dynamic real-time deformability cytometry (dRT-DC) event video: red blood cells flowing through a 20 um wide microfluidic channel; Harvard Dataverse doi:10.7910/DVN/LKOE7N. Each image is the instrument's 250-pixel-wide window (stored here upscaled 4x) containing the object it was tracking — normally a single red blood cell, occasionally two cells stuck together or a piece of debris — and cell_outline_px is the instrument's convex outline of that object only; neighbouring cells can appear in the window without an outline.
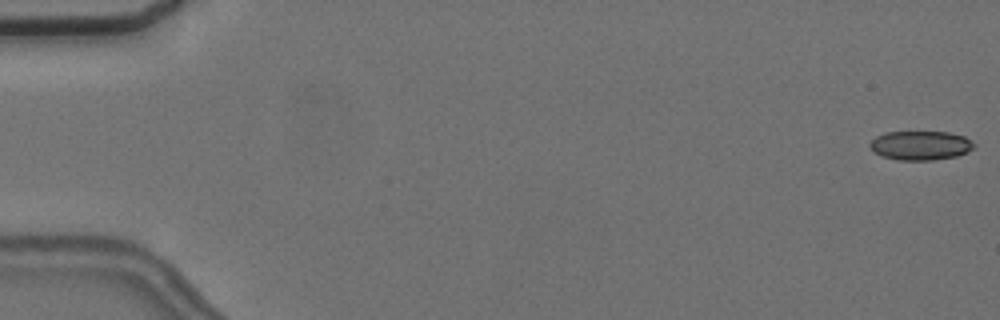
{"species": "common noctule bat (a hibernating species)", "species_latin": "Nyctalus noctula", "temperature_condition": "cold", "stored_images_in_passage": 57, "camera_frame_rate_fps": 3000, "um_per_image_px": 0.085, "animal": {"sex": "female", "body_mass_g": 24.6, "forearm_length_mm": 56.2}, "frame": {"image": 1, "passage_image": 1, "time_ms": 0.0, "image_size_px": [1000, 320], "cell_outline_px": [[976, 144], [968, 152], [956, 156], [932, 160], [896, 160], [872, 152], [868, 144], [876, 136], [884, 132], [948, 132], [964, 136], [972, 140]], "centroid_in_image_um": [78.23, 12.36], "position_along_channel_um": 6.8, "area_um2": 17.8}}
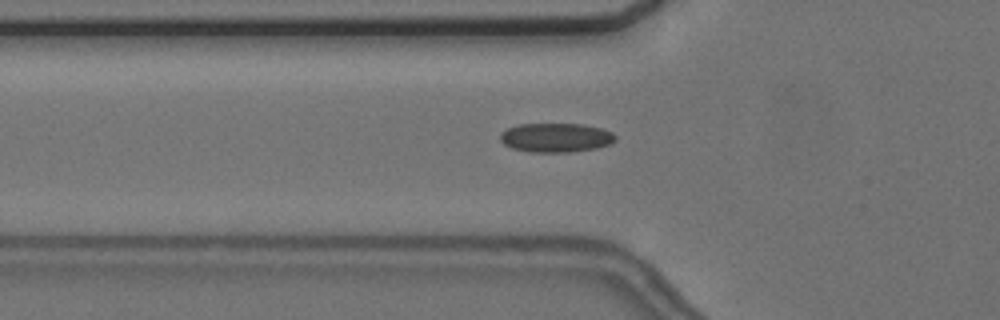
{"frame": {"image": 2, "passage_image": 20, "time_ms": 6.333, "image_size_px": [1000, 320], "cell_outline_px": [[616, 140], [612, 144], [596, 148], [568, 152], [528, 152], [512, 148], [504, 144], [500, 140], [500, 132], [508, 128], [520, 124], [584, 124], [600, 128], [612, 132], [616, 136]], "centroid_in_image_um": [47.26, 11.7], "position_along_channel_um": 78.5, "area_um2": 19.65}}
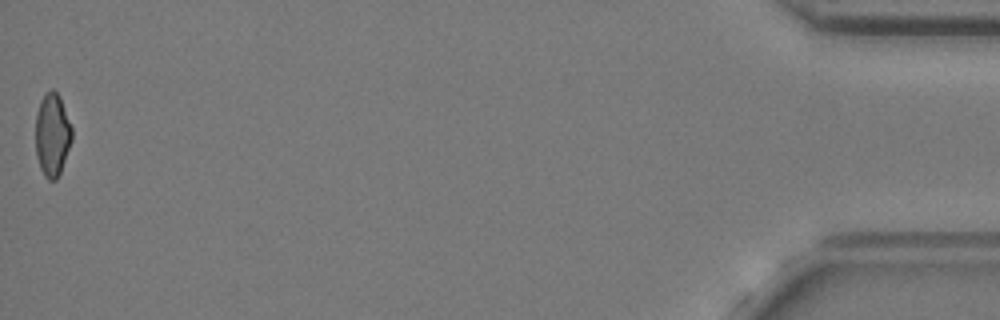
{"frame": {"image": 3, "passage_image": 57, "time_ms": 18.667, "image_size_px": [1000, 320], "cell_outline_px": [[72, 140], [60, 172], [56, 180], [48, 180], [44, 176], [40, 168], [36, 156], [36, 112], [40, 100], [52, 88], [60, 96], [72, 128]], "centroid_in_image_um": [4.44, 11.46], "position_along_channel_um": 430.8, "area_um2": 17.57}, "authors_computed_cell_mechanics": {"area_um2": 18.5538, "velocity_mm_per_s": 3.6405, "shape_relaxation_time_tau1_ms": 6.5776, "shape_relaxation_time_tau2_ms": 3.1423, "deformation_change_tau1": 0.1096, "deformation_change_tau2": 0.0878}}